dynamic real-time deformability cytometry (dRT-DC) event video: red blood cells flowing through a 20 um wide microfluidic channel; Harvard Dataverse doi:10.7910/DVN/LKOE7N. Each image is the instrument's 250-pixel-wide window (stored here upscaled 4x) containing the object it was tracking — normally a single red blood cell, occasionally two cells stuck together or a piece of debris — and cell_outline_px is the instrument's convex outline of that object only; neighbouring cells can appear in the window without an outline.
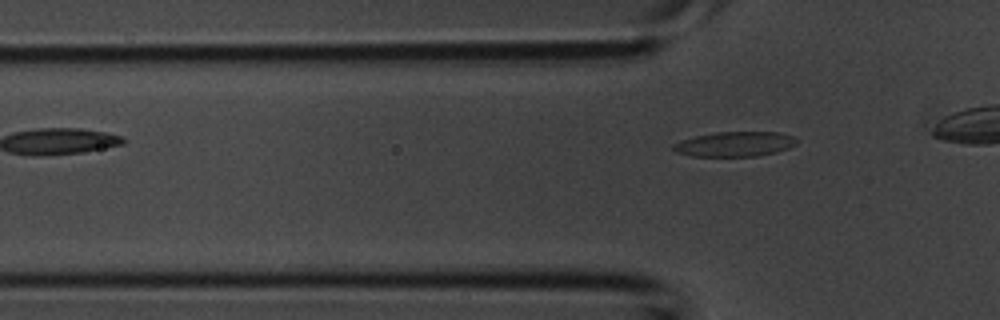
{"species": "common noctule bat (a hibernating species)", "species_latin": "Nyctalus noctula", "temperature_condition": "room temperature", "stored_images_in_passage": 5, "segment_of_instrument_passage": [2, 2], "camera_frame_rate_fps": 3000, "um_per_image_px": 0.085, "animal": {"sex": "male", "body_mass_g": 20.1, "forearm_length_mm": 53.5}, "frame": {"image": 1, "passage_image": 5, "time_ms": 1.333, "image_size_px": [1000, 320], "cell_outline_px": [[796, 144], [788, 148], [776, 152], [756, 156], [692, 156], [676, 152], [672, 148], [672, 144], [680, 140], [696, 136], [716, 132], [780, 132], [792, 136], [796, 140]], "centroid_in_image_um": [62.43, 12.24], "position_along_channel_um": 63.4, "area_um2": 17.8}}